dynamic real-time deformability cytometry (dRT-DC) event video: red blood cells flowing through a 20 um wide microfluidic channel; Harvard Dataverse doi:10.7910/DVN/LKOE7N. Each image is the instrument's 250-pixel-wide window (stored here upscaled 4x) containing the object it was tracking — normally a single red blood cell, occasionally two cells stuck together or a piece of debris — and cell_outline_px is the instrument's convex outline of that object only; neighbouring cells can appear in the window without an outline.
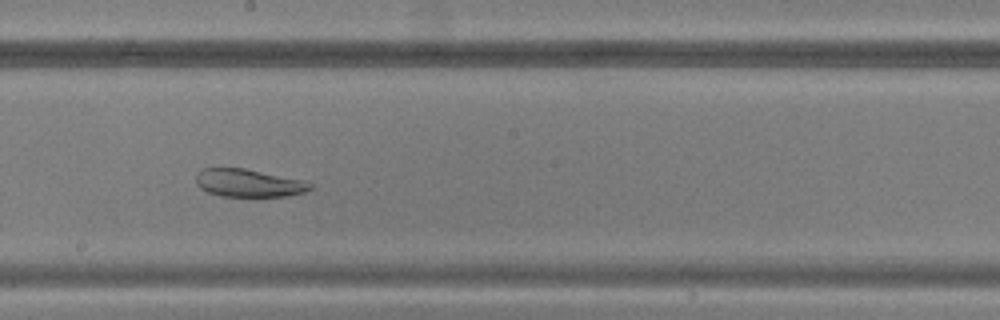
{"species": "common noctule bat (a hibernating species)", "species_latin": "Nyctalus noctula", "temperature_condition": "warm", "stored_images_in_passage": 45, "segment_of_instrument_passage": [1, 2], "camera_frame_rate_fps": 3000, "um_per_image_px": 0.085, "animal": {"sex": "male", "body_mass_g": 20.5, "forearm_length_mm": 52.5}, "frame": {"image": 1, "passage_image": 24, "time_ms": 7.667, "image_size_px": [1000, 320], "cell_outline_px": [[312, 188], [308, 192], [288, 196], [220, 196], [208, 192], [200, 188], [196, 184], [196, 172], [204, 168], [244, 168], [304, 180], [312, 184]], "centroid_in_image_um": [21.14, 15.56], "position_along_channel_um": 227.1, "area_um2": 18.67}}
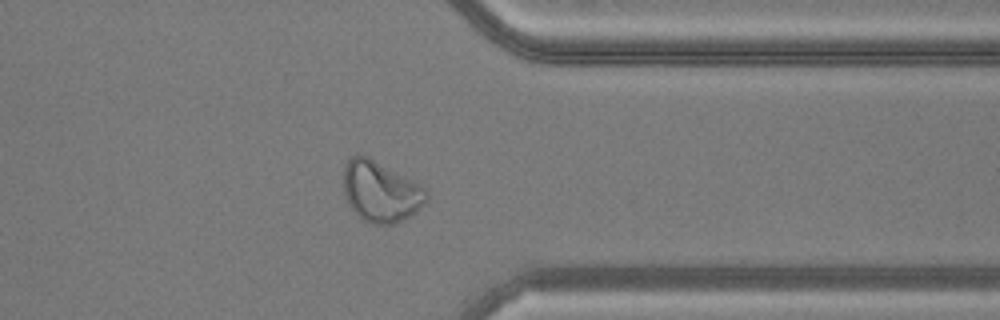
{"frame": {"image": 2, "passage_image": 35, "time_ms": 11.333, "image_size_px": [1000, 320], "cell_outline_px": [[428, 196], [424, 204], [416, 212], [396, 224], [372, 224], [364, 220], [348, 204], [344, 192], [344, 164], [356, 152], [360, 152], [368, 156], [420, 184], [428, 192]], "centroid_in_image_um": [32.35, 16.26], "position_along_channel_um": 379.1, "area_um2": 29.48}}
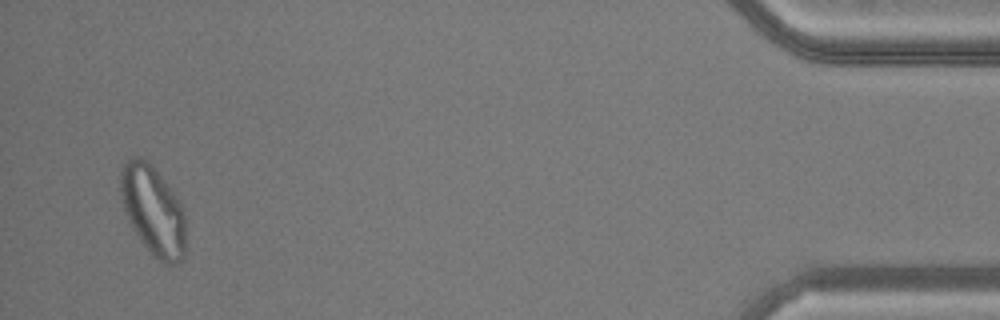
{"frame": {"image": 3, "passage_image": 43, "time_ms": 14.0, "image_size_px": [1000, 320], "cell_outline_px": [[184, 256], [176, 264], [164, 264], [144, 244], [128, 220], [120, 196], [120, 172], [124, 164], [132, 156], [140, 156], [148, 160], [152, 164], [176, 192], [184, 208]], "centroid_in_image_um": [13.02, 17.8], "position_along_channel_um": 422.2, "area_um2": 34.1}}